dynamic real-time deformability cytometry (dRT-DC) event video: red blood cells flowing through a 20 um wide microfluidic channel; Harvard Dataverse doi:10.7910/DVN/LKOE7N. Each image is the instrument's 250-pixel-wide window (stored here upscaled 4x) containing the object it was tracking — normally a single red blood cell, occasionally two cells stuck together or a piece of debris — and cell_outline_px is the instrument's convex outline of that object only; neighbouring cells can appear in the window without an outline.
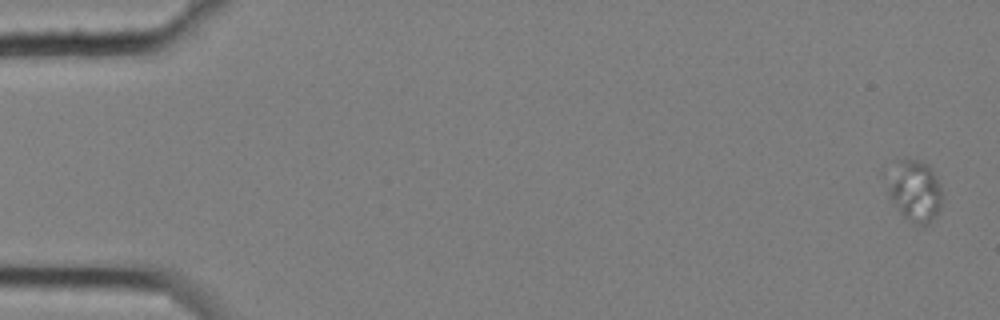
{"species": "common noctule bat (a hibernating species)", "species_latin": "Nyctalus noctula", "temperature_condition": "cold", "stored_images_in_passage": 6, "camera_frame_rate_fps": 3000, "um_per_image_px": 0.085, "animal": {"sex": "female", "body_mass_g": 25.1}, "frame": {"image": 1, "passage_image": 1, "time_ms": 0.0, "image_size_px": [1000, 320], "cell_outline_px": [[940, 208], [936, 216], [928, 224], [912, 224], [900, 212], [888, 196], [888, 188], [892, 172], [900, 160], [904, 156], [928, 164], [940, 188]], "centroid_in_image_um": [77.76, 16.25], "position_along_channel_um": 7.2, "area_um2": 18.96}}
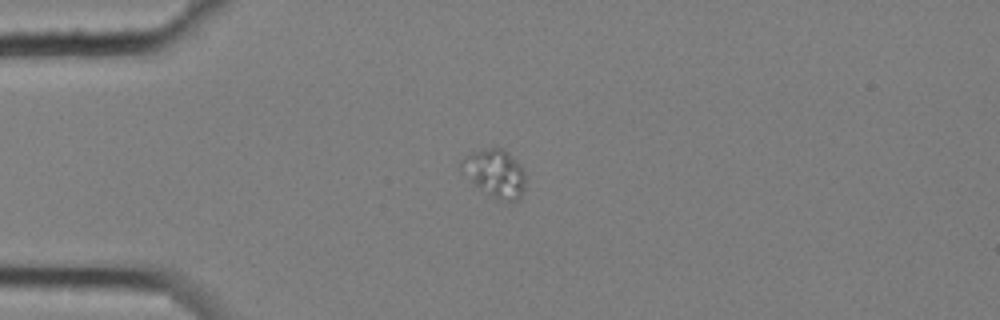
{"frame": {"image": 2, "passage_image": 4, "time_ms": 1.0, "image_size_px": [1000, 320], "cell_outline_px": [[524, 188], [520, 196], [516, 200], [508, 200], [488, 196], [472, 180], [460, 164], [460, 160], [472, 152], [484, 148], [504, 148], [520, 164], [524, 172]], "centroid_in_image_um": [42.1, 14.69], "position_along_channel_um": 42.9, "area_um2": 17.28}}